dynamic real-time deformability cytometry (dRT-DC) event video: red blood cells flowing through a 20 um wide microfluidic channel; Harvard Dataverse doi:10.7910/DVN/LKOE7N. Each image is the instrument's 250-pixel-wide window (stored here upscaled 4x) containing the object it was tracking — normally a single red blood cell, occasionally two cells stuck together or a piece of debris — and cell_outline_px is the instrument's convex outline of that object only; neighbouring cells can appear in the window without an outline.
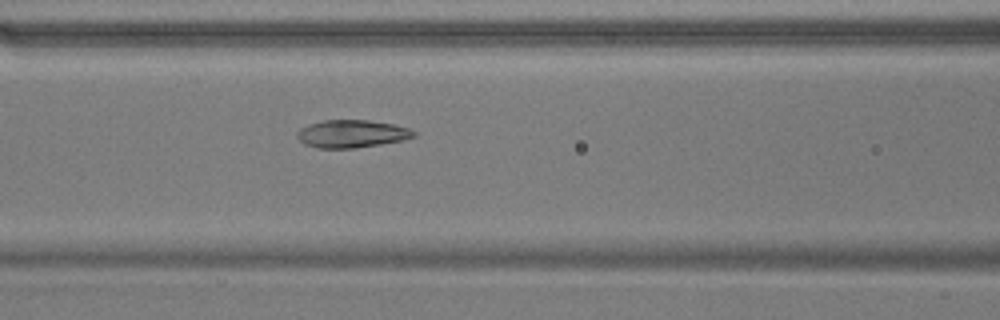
{"species": "common noctule bat (a hibernating species)", "species_latin": "Nyctalus noctula", "temperature_condition": "warm", "stored_images_in_passage": 34, "camera_frame_rate_fps": 3000, "um_per_image_px": 0.085, "animal": {"sex": "male", "body_mass_g": 17.9}, "frame": {"image": 1, "passage_image": 12, "time_ms": 3.667, "image_size_px": [1000, 320], "cell_outline_px": [[416, 136], [404, 140], [356, 148], [316, 148], [304, 144], [296, 136], [296, 132], [300, 128], [308, 124], [324, 120], [368, 120], [392, 124], [408, 128], [416, 132]], "centroid_in_image_um": [29.88, 11.37], "position_along_channel_um": 136.7, "area_um2": 18.9}}
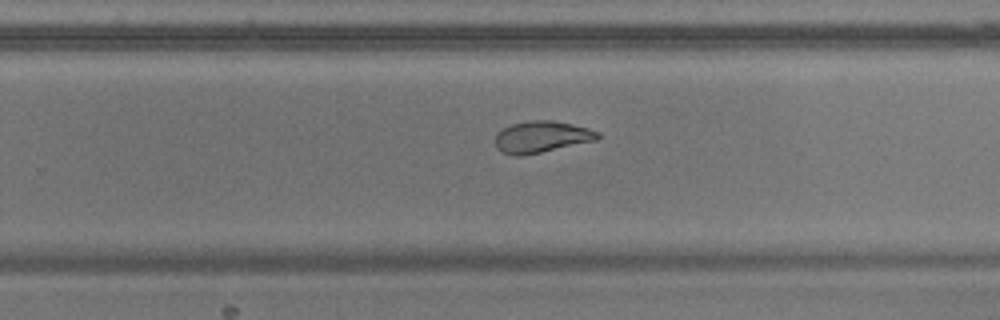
{"frame": {"image": 2, "passage_image": 24, "time_ms": 7.667, "image_size_px": [1000, 320], "cell_outline_px": [[600, 136], [596, 140], [524, 156], [516, 156], [504, 152], [496, 148], [496, 132], [512, 124], [528, 120], [552, 120], [572, 124], [588, 128], [600, 132]], "centroid_in_image_um": [46.03, 11.63], "position_along_channel_um": 283.8, "area_um2": 18.84}}
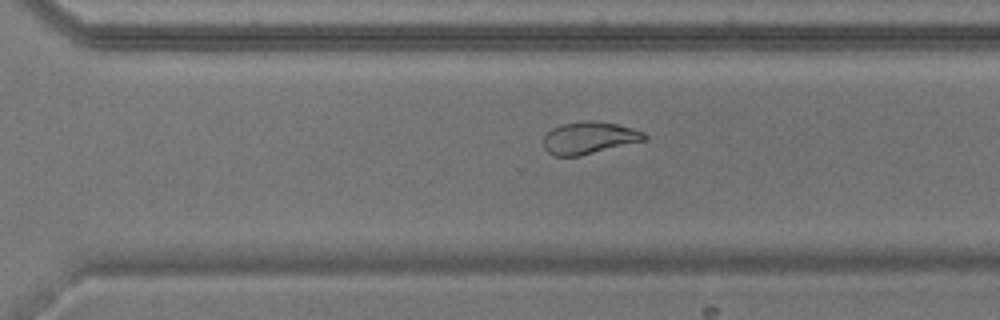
{"frame": {"image": 3, "passage_image": 27, "time_ms": 8.667, "image_size_px": [1000, 320], "cell_outline_px": [[648, 140], [580, 156], [552, 156], [544, 148], [544, 136], [552, 128], [560, 124], [584, 120], [592, 120], [616, 124], [632, 128], [644, 132], [648, 136]], "centroid_in_image_um": [50.09, 11.72], "position_along_channel_um": 320.5, "area_um2": 19.19}, "authors_computed_cell_mechanics": {"area_um2": 18.9006, "velocity_mm_per_s": 3.6812, "shape_relaxation_time_tau1_ms": 6.1386, "shape_relaxation_time_tau2_ms": 1.8996, "deformation_change_tau1": 0.1763, "deformation_change_tau2": 0.0799}}